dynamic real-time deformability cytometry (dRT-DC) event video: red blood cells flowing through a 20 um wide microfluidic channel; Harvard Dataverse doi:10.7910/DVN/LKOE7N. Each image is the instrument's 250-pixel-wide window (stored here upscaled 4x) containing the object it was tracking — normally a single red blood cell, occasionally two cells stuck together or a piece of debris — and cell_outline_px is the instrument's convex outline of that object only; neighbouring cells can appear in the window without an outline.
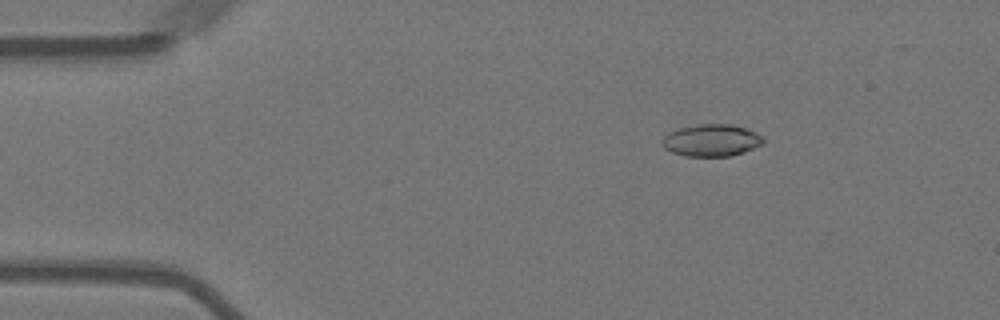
{"species": "Egyptian fruit bat (a non-hibernating species)", "species_latin": "Rousettus aegyptiacus", "temperature_condition": "warm", "stored_images_in_passage": 57, "camera_frame_rate_fps": 3000, "um_per_image_px": 0.085, "animal": {"sex": "female"}, "frame": {"image": 1, "passage_image": 9, "time_ms": 2.667, "image_size_px": [1000, 320], "cell_outline_px": [[764, 144], [732, 156], [684, 156], [672, 152], [664, 148], [660, 144], [660, 140], [668, 132], [680, 128], [696, 124], [732, 124], [756, 132], [764, 136]], "centroid_in_image_um": [60.46, 11.92], "position_along_channel_um": 24.5, "area_um2": 19.13}}
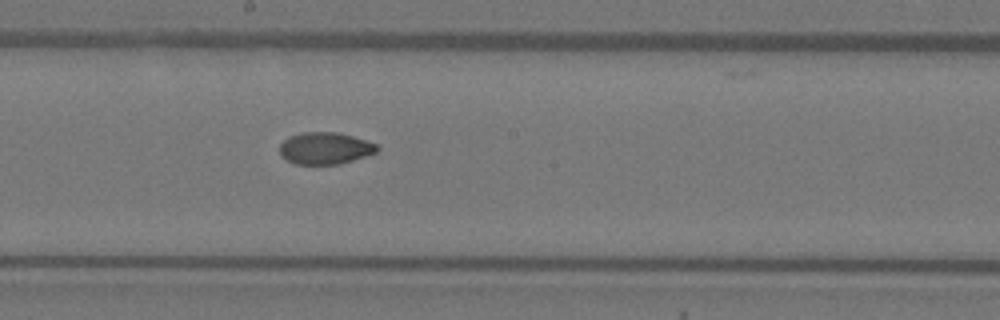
{"frame": {"image": 2, "passage_image": 31, "time_ms": 10.0, "image_size_px": [1000, 320], "cell_outline_px": [[380, 148], [376, 152], [340, 164], [296, 164], [280, 156], [280, 144], [288, 136], [300, 132], [336, 132], [352, 136], [376, 144]], "centroid_in_image_um": [27.59, 12.59], "position_along_channel_um": 220.6, "area_um2": 18.03}}
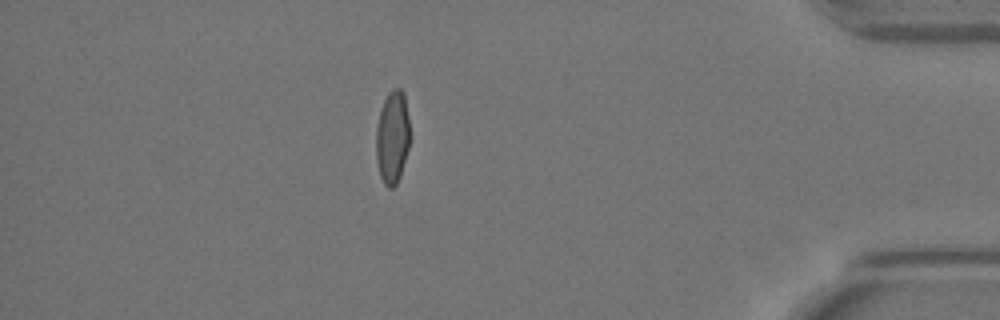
{"frame": {"image": 3, "passage_image": 50, "time_ms": 16.333, "image_size_px": [1000, 320], "cell_outline_px": [[408, 148], [400, 176], [396, 184], [392, 188], [388, 188], [384, 184], [380, 176], [376, 160], [376, 128], [380, 112], [384, 100], [388, 92], [392, 88], [400, 88], [404, 92], [408, 116]], "centroid_in_image_um": [33.33, 11.65], "position_along_channel_um": 401.9, "area_um2": 18.21}, "authors_computed_cell_mechanics": {"area_um2": 18.6694, "velocity_mm_per_s": 3.5617, "shape_relaxation_time_tau1_ms": null, "shape_relaxation_time_tau2_ms": 1.6097, "deformation_change_tau1": null, "deformation_change_tau2": 0.0484}}